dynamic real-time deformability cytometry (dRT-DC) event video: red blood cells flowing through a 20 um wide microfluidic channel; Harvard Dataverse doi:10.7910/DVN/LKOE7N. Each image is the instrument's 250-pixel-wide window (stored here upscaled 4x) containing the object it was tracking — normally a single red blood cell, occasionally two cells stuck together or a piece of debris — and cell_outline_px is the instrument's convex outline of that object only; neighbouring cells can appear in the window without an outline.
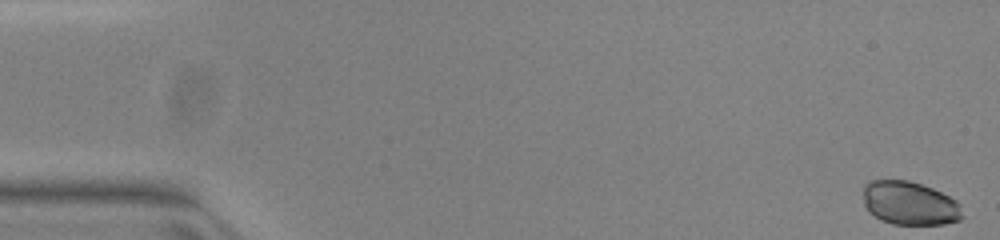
{"species": "common noctule bat (a hibernating species)", "species_latin": "Nyctalus noctula", "temperature_condition": "warm", "stored_images_in_passage": 52, "camera_frame_rate_fps": 3000, "um_per_image_px": 0.085, "animal": {"sex": "female", "body_mass_g": 23.0, "forearm_length_mm": 53.4}, "frame": {"image": 1, "passage_image": 1, "time_ms": 0.0, "image_size_px": [1000, 240], "cell_outline_px": [[964, 216], [960, 220], [944, 224], [892, 224], [880, 220], [868, 212], [864, 204], [864, 184], [872, 180], [908, 180], [932, 188], [956, 200], [960, 204]], "centroid_in_image_um": [77.32, 17.28], "position_along_channel_um": 7.7, "area_um2": 25.32}}
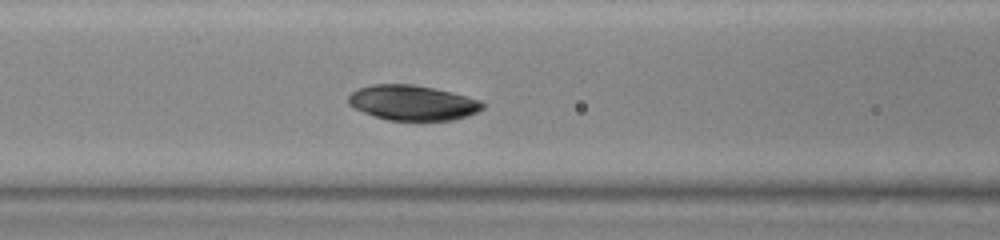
{"frame": {"image": 2, "passage_image": 22, "time_ms": 7.0, "image_size_px": [1000, 240], "cell_outline_px": [[484, 108], [468, 116], [452, 120], [388, 120], [364, 112], [348, 104], [348, 96], [352, 92], [360, 88], [372, 84], [412, 84], [452, 92], [468, 96], [480, 100], [484, 104]], "centroid_in_image_um": [35.09, 8.73], "position_along_channel_um": 131.5, "area_um2": 27.28}}
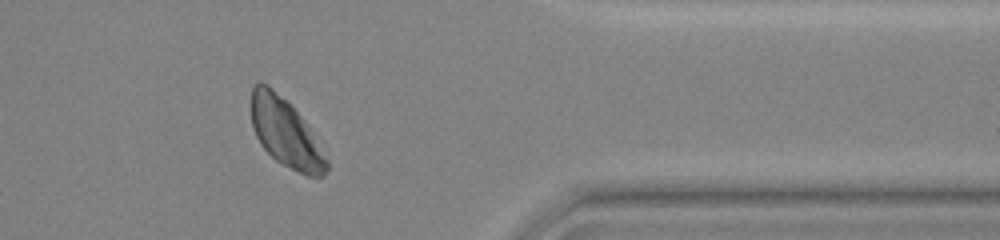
{"frame": {"image": 3, "passage_image": 43, "time_ms": 14.0, "image_size_px": [1000, 240], "cell_outline_px": [[328, 168], [324, 176], [308, 176], [276, 160], [260, 144], [252, 128], [252, 88], [260, 80], [268, 84], [304, 120], [328, 160]], "centroid_in_image_um": [24.26, 11.29], "position_along_channel_um": 387.1, "area_um2": 29.19}}